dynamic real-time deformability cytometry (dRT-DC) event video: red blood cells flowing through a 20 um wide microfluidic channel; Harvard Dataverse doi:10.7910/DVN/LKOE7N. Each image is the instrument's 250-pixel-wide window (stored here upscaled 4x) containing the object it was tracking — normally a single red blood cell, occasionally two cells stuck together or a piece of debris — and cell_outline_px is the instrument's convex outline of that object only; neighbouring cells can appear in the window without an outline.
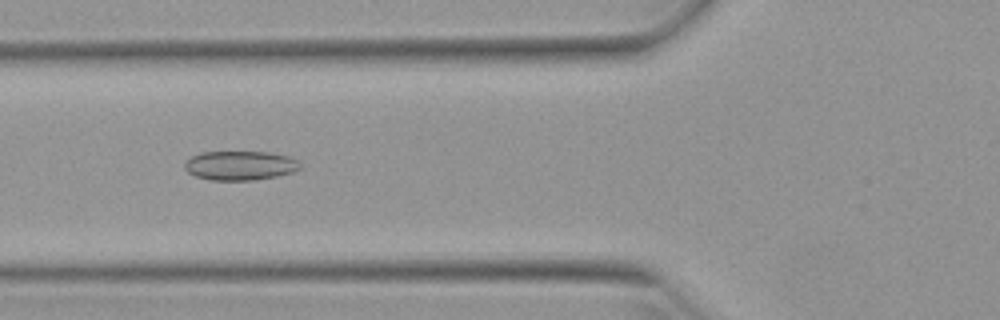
{"species": "Egyptian fruit bat (a non-hibernating species)", "species_latin": "Rousettus aegyptiacus", "temperature_condition": "warm", "stored_images_in_passage": 51, "camera_frame_rate_fps": 3000, "um_per_image_px": 0.085, "animal": {"sex": "female"}, "frame": {"image": 1, "passage_image": 19, "time_ms": 6.0, "image_size_px": [1000, 320], "cell_outline_px": [[300, 168], [292, 172], [276, 176], [252, 180], [212, 180], [196, 176], [188, 172], [184, 168], [184, 164], [192, 156], [200, 152], [268, 152], [288, 156], [296, 160]], "centroid_in_image_um": [20.37, 14.06], "position_along_channel_um": 105.4, "area_um2": 19.42}}
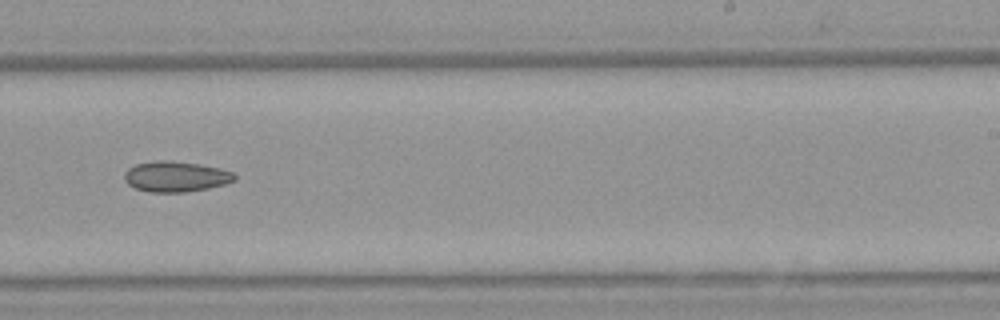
{"frame": {"image": 2, "passage_image": 32, "time_ms": 10.333, "image_size_px": [1000, 320], "cell_outline_px": [[236, 180], [224, 184], [208, 188], [184, 192], [148, 192], [136, 188], [128, 184], [124, 180], [124, 172], [128, 168], [136, 164], [156, 160], [164, 160], [200, 164], [220, 168], [236, 172]], "centroid_in_image_um": [14.95, 15.0], "position_along_channel_um": 274.0, "area_um2": 19.71}}
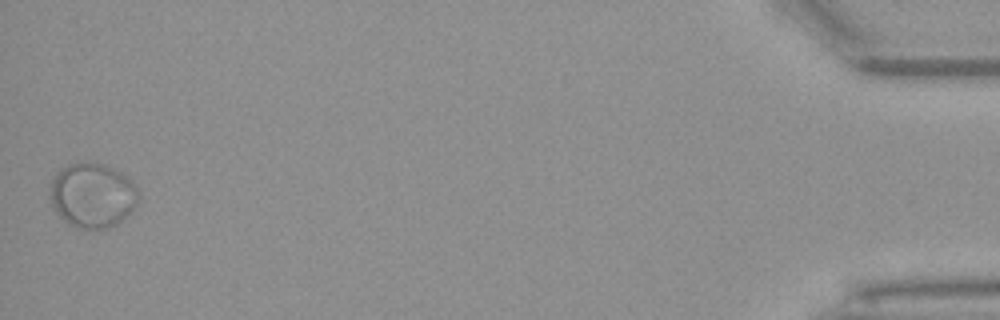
{"frame": {"image": 3, "passage_image": 51, "time_ms": 16.667, "image_size_px": [1000, 320], "cell_outline_px": [[140, 200], [132, 212], [116, 224], [108, 228], [80, 228], [68, 224], [52, 208], [48, 196], [52, 180], [56, 172], [68, 164], [84, 160], [88, 160], [104, 164], [128, 176], [132, 180], [140, 196]], "centroid_in_image_um": [7.85, 16.57], "position_along_channel_um": 427.3, "area_um2": 34.04}, "authors_computed_cell_mechanics": {"area_um2": 23.5824, "velocity_mm_per_s": 3.9006, "shape_relaxation_time_tau1_ms": null, "shape_relaxation_time_tau2_ms": 1.9069, "deformation_change_tau1": null, "deformation_change_tau2": 0.0404}}